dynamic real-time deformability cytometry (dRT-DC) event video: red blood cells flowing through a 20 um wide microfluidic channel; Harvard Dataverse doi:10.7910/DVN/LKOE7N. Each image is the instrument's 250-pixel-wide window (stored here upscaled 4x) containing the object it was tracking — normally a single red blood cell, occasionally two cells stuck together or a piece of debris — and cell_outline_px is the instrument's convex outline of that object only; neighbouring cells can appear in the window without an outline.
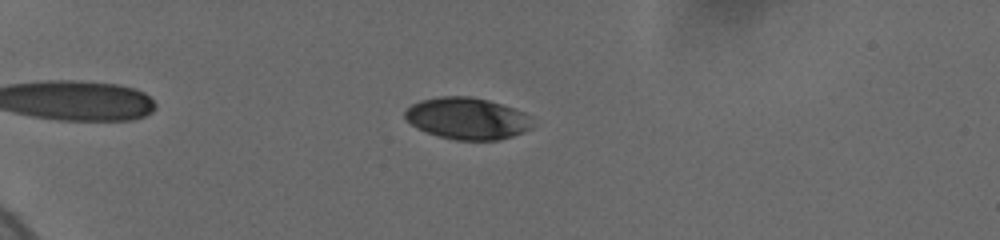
{"species": "human", "species_latin": "Homo sapiens", "temperature_condition": "cold", "stored_images_in_passage": 36, "camera_frame_rate_fps": 3000, "um_per_image_px": 0.085, "donor": {"sex": "female"}, "frame": {"image": 1, "passage_image": 7, "time_ms": 2.0, "image_size_px": [1000, 240], "cell_outline_px": [[532, 128], [524, 132], [512, 136], [496, 140], [456, 140], [440, 136], [428, 132], [412, 124], [404, 116], [404, 112], [412, 104], [420, 100], [440, 96], [472, 96], [488, 100], [524, 112], [532, 116]], "centroid_in_image_um": [39.75, 10.06], "position_along_channel_um": 45.3, "area_um2": 30.87}}
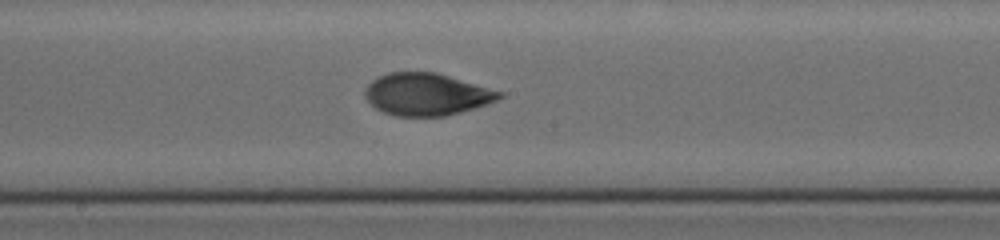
{"frame": {"image": 2, "passage_image": 23, "time_ms": 8.0, "image_size_px": [1000, 240], "cell_outline_px": [[504, 96], [496, 100], [460, 112], [444, 116], [396, 116], [384, 112], [376, 108], [364, 96], [364, 88], [372, 80], [388, 72], [436, 72], [504, 92]], "centroid_in_image_um": [36.24, 8.01], "position_along_channel_um": 212.0, "area_um2": 32.83}}
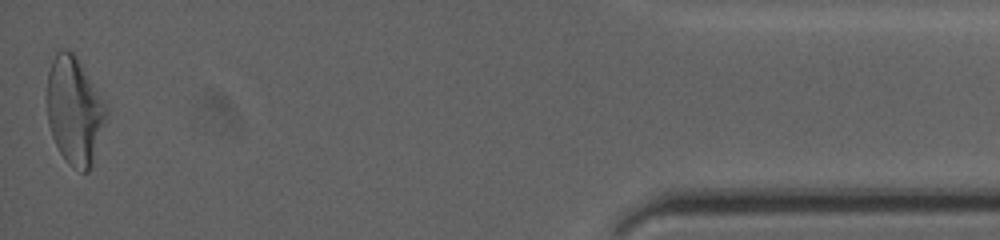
{"frame": {"image": 3, "passage_image": 36, "time_ms": 15.667, "image_size_px": [1000, 240], "cell_outline_px": [[108, 112], [92, 164], [88, 172], [80, 172], [68, 164], [60, 152], [52, 136], [48, 124], [48, 72], [52, 60], [56, 52], [60, 48], [68, 48], [76, 56], [108, 108]], "centroid_in_image_um": [6.33, 9.4], "position_along_channel_um": 428.9, "area_um2": 36.82}, "authors_computed_cell_mechanics": {"area_um2": 32.8304, "velocity_mm_per_s": 3.68, "shape_relaxation_time_tau1_ms": 3.4937, "shape_relaxation_time_tau2_ms": 1.4218, "deformation_change_tau1": 0.1575, "deformation_change_tau2": 0.0647}}